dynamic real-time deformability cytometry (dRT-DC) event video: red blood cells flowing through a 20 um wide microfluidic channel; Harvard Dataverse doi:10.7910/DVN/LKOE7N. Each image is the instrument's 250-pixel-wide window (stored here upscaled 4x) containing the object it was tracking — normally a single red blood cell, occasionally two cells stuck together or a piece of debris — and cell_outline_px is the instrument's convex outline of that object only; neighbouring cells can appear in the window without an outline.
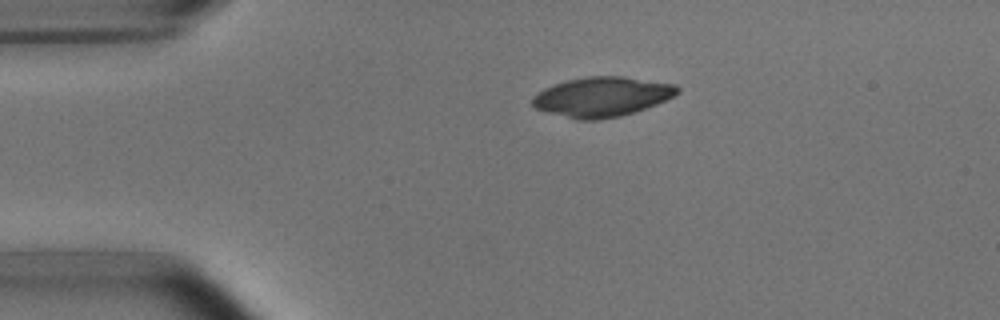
{"species": "common noctule bat (a hibernating species)", "species_latin": "Nyctalus noctula", "temperature_condition": "room temperature", "stored_images_in_passage": 2, "camera_frame_rate_fps": 3000, "um_per_image_px": 0.085, "animal": {"sex": "male", "body_mass_g": 15.6}, "frame": {"image": 1, "passage_image": 1, "time_ms": 0.0, "image_size_px": [1000, 320], "cell_outline_px": [[680, 92], [656, 104], [620, 116], [600, 120], [576, 120], [548, 112], [536, 108], [532, 104], [532, 96], [536, 92], [544, 88], [568, 80], [588, 76], [624, 76], [676, 84], [680, 88]], "centroid_in_image_um": [51.16, 8.22], "position_along_channel_um": 33.8, "area_um2": 33.47}}